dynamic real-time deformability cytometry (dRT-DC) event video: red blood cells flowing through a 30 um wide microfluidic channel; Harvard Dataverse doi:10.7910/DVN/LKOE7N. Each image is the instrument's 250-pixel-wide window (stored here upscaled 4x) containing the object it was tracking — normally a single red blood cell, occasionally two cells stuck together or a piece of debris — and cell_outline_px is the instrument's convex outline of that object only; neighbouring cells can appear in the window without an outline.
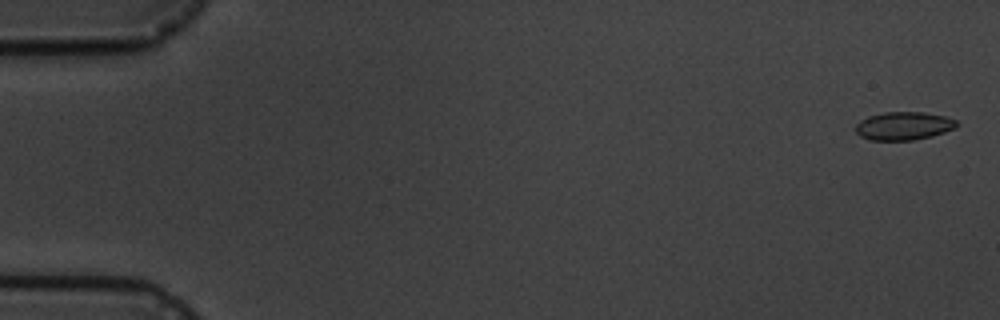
{"species": "common noctule bat (a hibernating species)", "species_latin": "Nyctalus noctula", "temperature_condition": "cold", "stored_images_in_passage": 9, "camera_frame_rate_fps": 3000, "um_per_image_px": 0.085, "animal": {"sex": "male", "body_mass_g": 19.5, "forearm_length_mm": 54.6}, "frame": {"image": 1, "passage_image": 1, "time_ms": 0.0, "image_size_px": [1000, 320], "cell_outline_px": [[960, 124], [956, 128], [932, 136], [912, 140], [868, 140], [860, 136], [856, 132], [856, 124], [860, 120], [868, 116], [884, 112], [924, 112], [944, 116], [956, 120]], "centroid_in_image_um": [76.82, 10.7], "position_along_channel_um": 8.2, "area_um2": 16.7}}
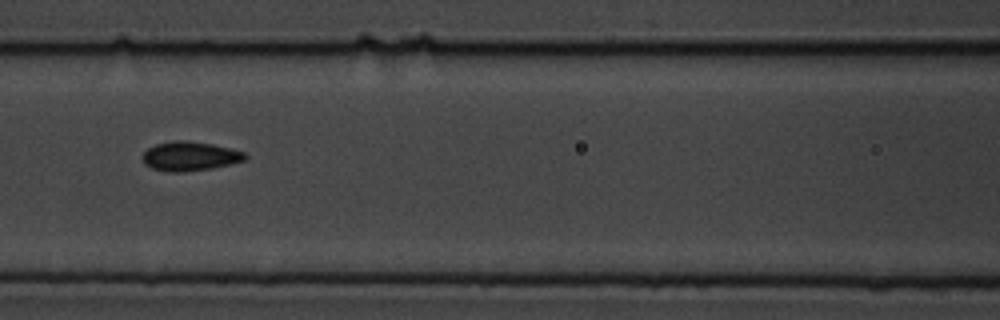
{"frame": {"image": 2, "passage_image": 7, "time_ms": 8.0, "image_size_px": [1000, 320], "cell_outline_px": [[248, 156], [244, 160], [232, 164], [212, 168], [184, 172], [172, 172], [152, 168], [144, 164], [144, 152], [148, 148], [156, 144], [180, 140], [184, 140], [212, 144], [232, 148], [244, 152]], "centroid_in_image_um": [16.18, 13.28], "position_along_channel_um": 150.4, "area_um2": 17.34}}
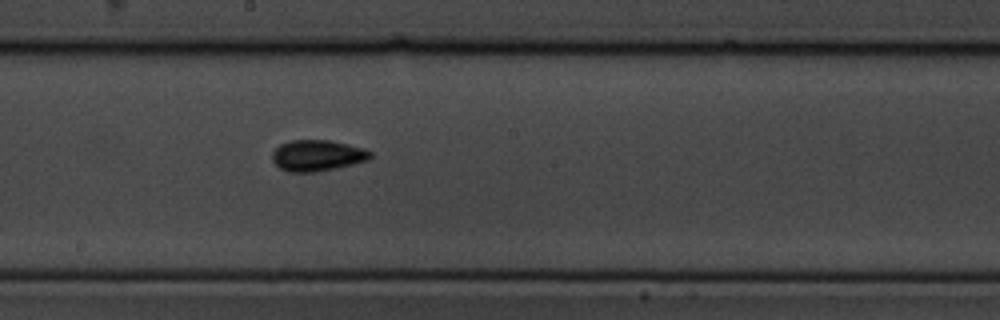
{"frame": {"image": 3, "passage_image": 9, "time_ms": 10.0, "image_size_px": [1000, 320], "cell_outline_px": [[372, 156], [368, 160], [336, 168], [316, 172], [288, 172], [280, 168], [272, 160], [272, 152], [280, 144], [292, 140], [328, 140], [348, 144], [364, 148], [372, 152]], "centroid_in_image_um": [26.97, 13.22], "position_along_channel_um": 221.2, "area_um2": 17.8}}